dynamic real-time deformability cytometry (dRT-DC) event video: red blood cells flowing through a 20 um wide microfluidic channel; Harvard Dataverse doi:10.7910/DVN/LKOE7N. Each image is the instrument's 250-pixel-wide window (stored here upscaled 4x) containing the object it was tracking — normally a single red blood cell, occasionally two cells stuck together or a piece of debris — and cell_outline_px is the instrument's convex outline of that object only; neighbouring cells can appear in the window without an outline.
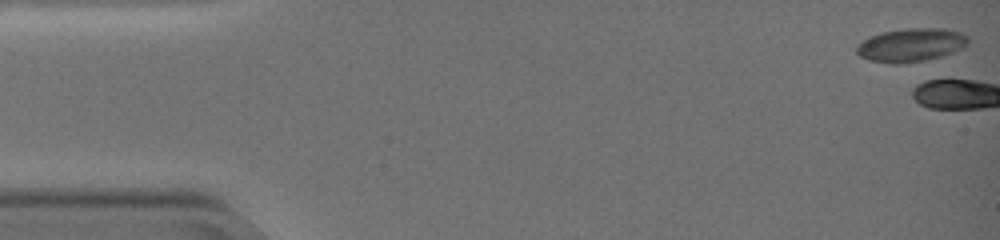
{"species": "common noctule bat (a hibernating species)", "species_latin": "Nyctalus noctula", "temperature_condition": "warm", "stored_images_in_passage": 3, "camera_frame_rate_fps": 3000, "um_per_image_px": 0.085, "animal": {"sex": "female", "body_mass_g": 19.0, "forearm_length_mm": 51.5}, "frame": {"image": 1, "passage_image": 1, "time_ms": 0.0, "image_size_px": [1000, 240], "cell_outline_px": [[968, 44], [964, 48], [940, 56], [924, 60], [900, 64], [892, 64], [868, 60], [860, 56], [856, 52], [856, 44], [880, 32], [908, 28], [944, 28], [960, 32], [968, 36]], "centroid_in_image_um": [77.43, 3.82], "position_along_channel_um": 7.6, "area_um2": 21.79}}